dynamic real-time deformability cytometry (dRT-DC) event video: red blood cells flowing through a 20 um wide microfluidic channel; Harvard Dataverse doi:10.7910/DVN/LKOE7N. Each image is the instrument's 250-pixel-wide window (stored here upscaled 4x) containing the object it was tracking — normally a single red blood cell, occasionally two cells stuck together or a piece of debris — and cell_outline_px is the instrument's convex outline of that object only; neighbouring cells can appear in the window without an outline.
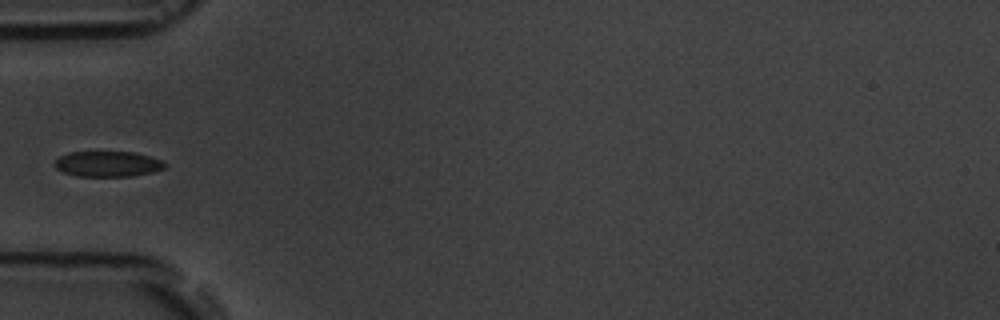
{"species": "common noctule bat (a hibernating species)", "species_latin": "Nyctalus noctula", "temperature_condition": "room temperature", "stored_images_in_passage": 5, "camera_frame_rate_fps": 3000, "um_per_image_px": 0.085, "animal": {"sex": "male", "body_mass_g": 19.5, "forearm_length_mm": 54.6}, "frame": {"image": 1, "passage_image": 5, "time_ms": 5.333, "image_size_px": [1000, 320], "cell_outline_px": [[164, 168], [152, 172], [132, 176], [76, 176], [64, 172], [56, 168], [52, 164], [60, 156], [68, 152], [132, 152], [148, 156], [160, 160], [164, 164]], "centroid_in_image_um": [9.1, 13.94], "position_along_channel_um": 75.9, "area_um2": 16.18}}